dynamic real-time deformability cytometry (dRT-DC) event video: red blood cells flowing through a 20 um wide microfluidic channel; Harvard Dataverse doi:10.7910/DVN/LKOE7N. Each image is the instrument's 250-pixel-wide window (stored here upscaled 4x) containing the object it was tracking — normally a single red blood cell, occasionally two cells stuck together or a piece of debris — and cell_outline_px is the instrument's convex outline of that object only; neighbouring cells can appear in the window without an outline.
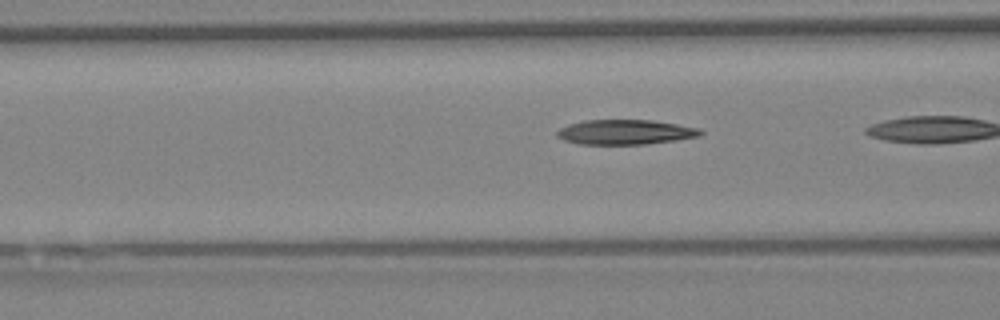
{"species": "Egyptian fruit bat (a non-hibernating species)", "species_latin": "Rousettus aegyptiacus", "temperature_condition": "warm", "stored_images_in_passage": 24, "camera_frame_rate_fps": 3000, "um_per_image_px": 0.085, "animal": {"sex": "female"}, "frame": {"image": 1, "passage_image": 21, "time_ms": 6.667, "image_size_px": [1000, 320], "cell_outline_px": [[704, 132], [700, 136], [676, 140], [644, 144], [580, 144], [564, 140], [556, 136], [556, 132], [560, 128], [568, 124], [584, 120], [652, 120], [700, 128]], "centroid_in_image_um": [53.14, 11.22], "position_along_channel_um": 113.5, "area_um2": 20.75}}